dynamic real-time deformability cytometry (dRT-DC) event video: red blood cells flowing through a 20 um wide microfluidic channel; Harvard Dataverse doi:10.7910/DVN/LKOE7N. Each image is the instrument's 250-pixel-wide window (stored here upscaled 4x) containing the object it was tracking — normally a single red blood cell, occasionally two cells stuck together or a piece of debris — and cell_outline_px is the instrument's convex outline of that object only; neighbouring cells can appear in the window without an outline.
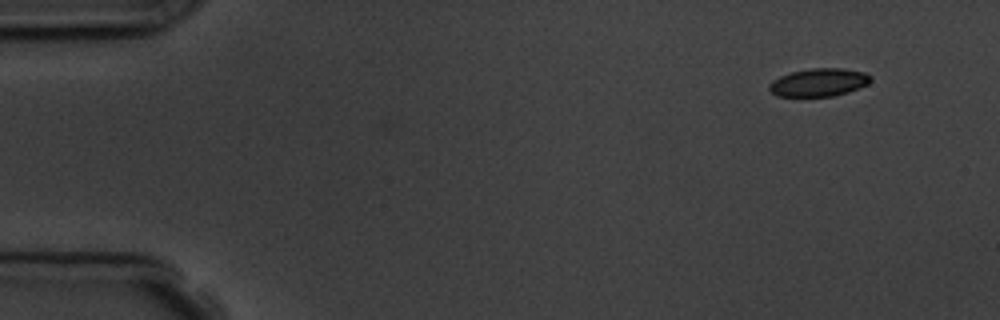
{"species": "common noctule bat (a hibernating species)", "species_latin": "Nyctalus noctula", "temperature_condition": "room temperature", "stored_images_in_passage": 4, "camera_frame_rate_fps": 3000, "um_per_image_px": 0.085, "animal": {"sex": "male", "body_mass_g": 19.5, "forearm_length_mm": 54.6}, "frame": {"image": 1, "passage_image": 1, "time_ms": 0.0, "image_size_px": [1000, 320], "cell_outline_px": [[872, 80], [868, 84], [848, 92], [832, 96], [776, 96], [768, 88], [768, 84], [772, 80], [780, 76], [792, 72], [812, 68], [844, 68], [864, 72], [872, 76]], "centroid_in_image_um": [69.61, 7.0], "position_along_channel_um": 15.4, "area_um2": 16.59}}
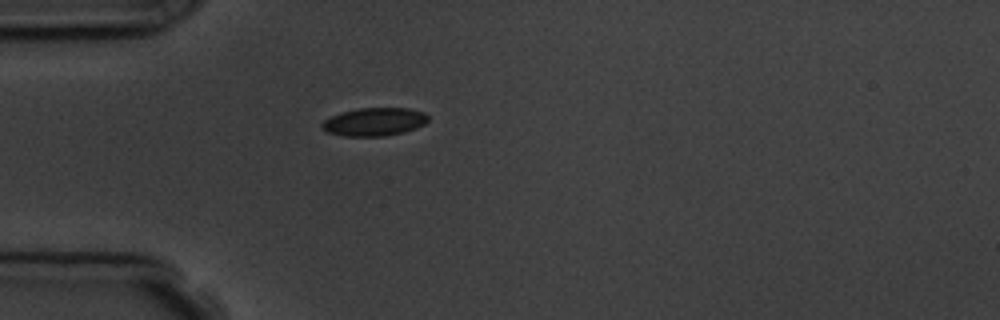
{"frame": {"image": 2, "passage_image": 4, "time_ms": 3.667, "image_size_px": [1000, 320], "cell_outline_px": [[428, 120], [424, 124], [416, 128], [404, 132], [384, 136], [344, 136], [328, 132], [320, 124], [324, 120], [332, 116], [344, 112], [360, 108], [408, 108], [424, 112], [428, 116]], "centroid_in_image_um": [31.85, 10.35], "position_along_channel_um": 53.1, "area_um2": 17.22}}